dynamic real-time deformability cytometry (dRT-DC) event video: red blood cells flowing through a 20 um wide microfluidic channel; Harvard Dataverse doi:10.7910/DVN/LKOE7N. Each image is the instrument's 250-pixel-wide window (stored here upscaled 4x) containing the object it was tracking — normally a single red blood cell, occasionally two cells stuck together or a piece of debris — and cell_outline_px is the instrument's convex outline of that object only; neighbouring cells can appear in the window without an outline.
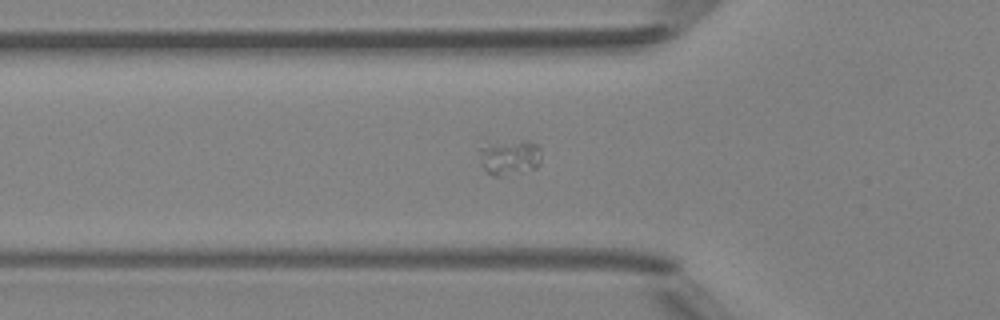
{"species": "Egyptian fruit bat (a non-hibernating species)", "species_latin": "Rousettus aegyptiacus", "temperature_condition": "room temperature", "stored_images_in_passage": 38, "segment_of_instrument_passage": [1, 2], "camera_frame_rate_fps": 3000, "um_per_image_px": 0.085, "animal": {"sex": "female"}, "frame": {"image": 1, "passage_image": 4, "time_ms": 1.0, "image_size_px": [1000, 320], "cell_outline_px": [[540, 164], [536, 168], [500, 176], [496, 176], [488, 172], [480, 164], [480, 148], [492, 144], [524, 140], [528, 140], [536, 144], [540, 148]], "centroid_in_image_um": [43.35, 13.38], "position_along_channel_um": 82.4, "area_um2": 12.43}}
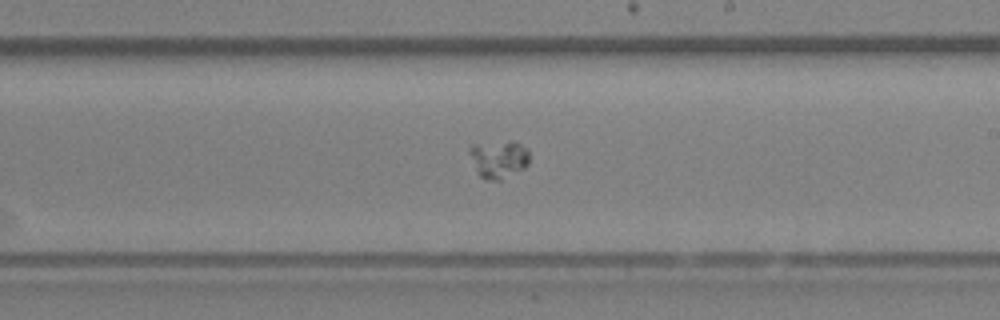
{"frame": {"image": 2, "passage_image": 16, "time_ms": 5.0, "image_size_px": [1000, 320], "cell_outline_px": [[528, 164], [524, 168], [500, 180], [488, 180], [480, 176], [476, 172], [468, 152], [468, 148], [472, 144], [520, 144], [528, 148]], "centroid_in_image_um": [42.34, 13.58], "position_along_channel_um": 246.7, "area_um2": 12.66}}
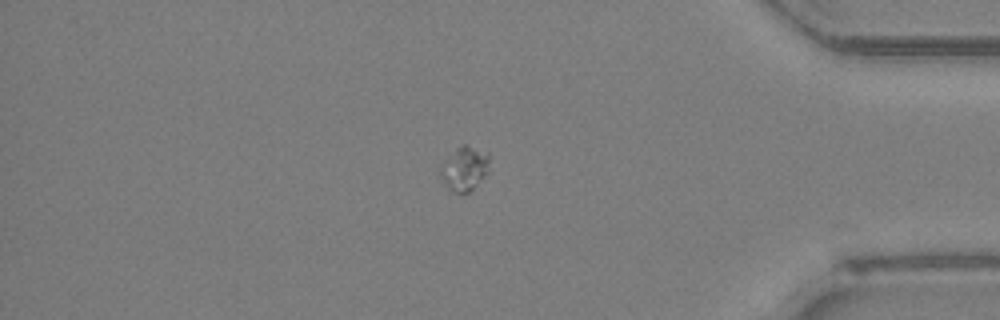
{"frame": {"image": 3, "passage_image": 29, "time_ms": 9.333, "image_size_px": [1000, 320], "cell_outline_px": [[488, 172], [468, 192], [456, 192], [448, 188], [444, 184], [440, 176], [440, 172], [444, 160], [460, 144], [468, 144], [488, 152]], "centroid_in_image_um": [39.47, 14.28], "position_along_channel_um": 395.7, "area_um2": 12.43}}